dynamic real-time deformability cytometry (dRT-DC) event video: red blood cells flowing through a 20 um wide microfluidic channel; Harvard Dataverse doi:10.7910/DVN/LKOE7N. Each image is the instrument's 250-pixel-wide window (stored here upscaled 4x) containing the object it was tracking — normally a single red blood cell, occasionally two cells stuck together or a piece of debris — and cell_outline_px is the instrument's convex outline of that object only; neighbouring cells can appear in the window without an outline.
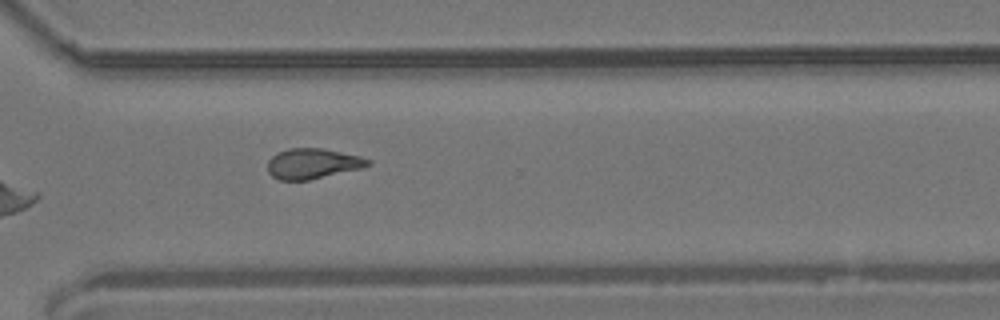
{"species": "common noctule bat (a hibernating species)", "species_latin": "Nyctalus noctula", "temperature_condition": "room temperature", "stored_images_in_passage": 11, "camera_frame_rate_fps": 3000, "um_per_image_px": 0.085, "animal": {"sex": "male", "body_mass_g": 19.2, "forearm_length_mm": 51.8}, "frame": {"image": 1, "passage_image": 11, "time_ms": 3.333, "image_size_px": [1000, 320], "cell_outline_px": [[372, 164], [360, 168], [308, 180], [280, 180], [272, 176], [268, 172], [268, 160], [276, 152], [288, 148], [324, 148], [360, 156], [372, 160]], "centroid_in_image_um": [26.56, 13.89], "position_along_channel_um": 344.0, "area_um2": 17.74}}